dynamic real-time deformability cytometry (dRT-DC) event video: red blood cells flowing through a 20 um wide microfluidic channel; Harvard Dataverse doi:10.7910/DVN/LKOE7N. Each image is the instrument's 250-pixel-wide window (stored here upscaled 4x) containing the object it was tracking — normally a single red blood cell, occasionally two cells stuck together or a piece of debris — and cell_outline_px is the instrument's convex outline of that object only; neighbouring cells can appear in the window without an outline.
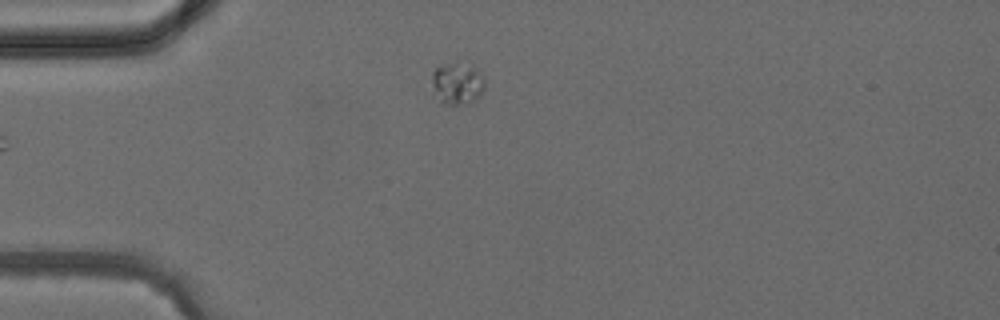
{"species": "common noctule bat (a hibernating species)", "species_latin": "Nyctalus noctula", "temperature_condition": "cold", "stored_images_in_passage": 3, "camera_frame_rate_fps": 3000, "um_per_image_px": 0.085, "animal": {"sex": "female", "body_mass_g": 24.6, "forearm_length_mm": 56.2}, "frame": {"image": 1, "passage_image": 2, "time_ms": 1.333, "image_size_px": [1000, 320], "cell_outline_px": [[484, 88], [480, 96], [476, 100], [460, 104], [448, 104], [432, 96], [432, 72], [436, 68], [456, 60], [476, 68], [484, 76]], "centroid_in_image_um": [38.86, 7.07], "position_along_channel_um": 46.1, "area_um2": 13.18}}